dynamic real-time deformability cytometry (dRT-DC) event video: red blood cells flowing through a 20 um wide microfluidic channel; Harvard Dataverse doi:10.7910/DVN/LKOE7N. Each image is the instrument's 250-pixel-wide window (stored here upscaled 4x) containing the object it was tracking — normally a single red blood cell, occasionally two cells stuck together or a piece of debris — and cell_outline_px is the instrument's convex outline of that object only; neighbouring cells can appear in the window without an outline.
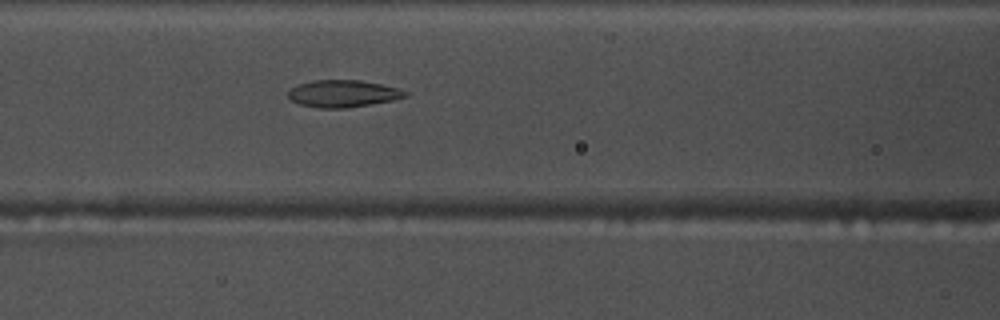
{"species": "common noctule bat (a hibernating species)", "species_latin": "Nyctalus noctula", "temperature_condition": "warm", "stored_images_in_passage": 50, "camera_frame_rate_fps": 3000, "um_per_image_px": 0.085, "animal": {"sex": "male", "body_mass_g": 17.5, "forearm_length_mm": 52.3}, "frame": {"image": 1, "passage_image": 23, "time_ms": 7.333, "image_size_px": [1000, 320], "cell_outline_px": [[408, 96], [392, 100], [344, 108], [320, 108], [300, 104], [292, 100], [288, 96], [288, 92], [292, 88], [300, 84], [312, 80], [360, 80], [400, 88], [408, 92]], "centroid_in_image_um": [29.17, 7.95], "position_along_channel_um": 137.4, "area_um2": 18.26}}
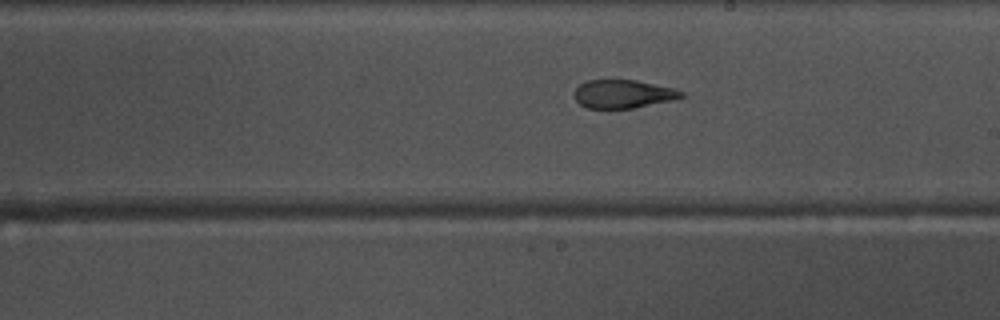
{"frame": {"image": 2, "passage_image": 31, "time_ms": 10.0, "image_size_px": [1000, 320], "cell_outline_px": [[684, 96], [672, 100], [632, 108], [588, 108], [580, 104], [576, 100], [576, 88], [580, 84], [588, 80], [636, 80], [672, 88], [684, 92]], "centroid_in_image_um": [52.97, 7.98], "position_along_channel_um": 236.0, "area_um2": 17.34}}
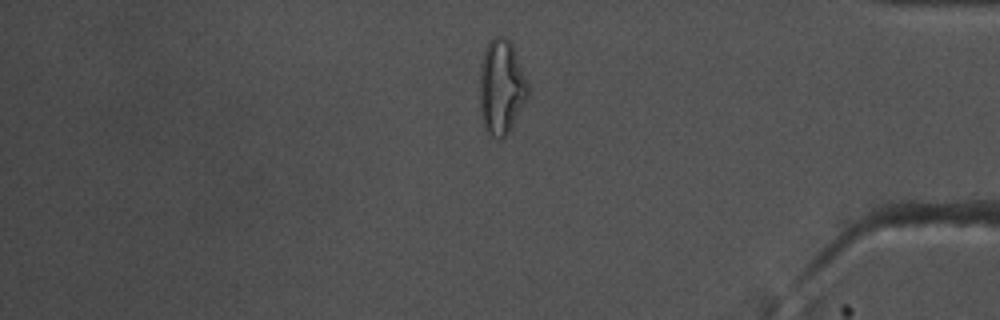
{"frame": {"image": 3, "passage_image": 46, "time_ms": 15.0, "image_size_px": [1000, 320], "cell_outline_px": [[528, 96], [508, 132], [500, 140], [496, 140], [484, 128], [480, 112], [480, 64], [484, 48], [488, 40], [492, 36], [504, 36], [512, 44], [528, 84]], "centroid_in_image_um": [42.58, 7.37], "position_along_channel_um": 392.6, "area_um2": 26.65}}